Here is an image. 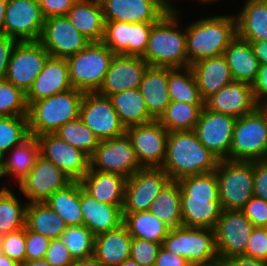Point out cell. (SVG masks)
I'll list each match as a JSON object with an SVG mask.
<instances>
[{"instance_id": "cell-1", "label": "cell", "mask_w": 267, "mask_h": 266, "mask_svg": "<svg viewBox=\"0 0 267 266\" xmlns=\"http://www.w3.org/2000/svg\"><path fill=\"white\" fill-rule=\"evenodd\" d=\"M219 159L198 139L194 130L169 132L161 168L171 180L214 172Z\"/></svg>"}, {"instance_id": "cell-2", "label": "cell", "mask_w": 267, "mask_h": 266, "mask_svg": "<svg viewBox=\"0 0 267 266\" xmlns=\"http://www.w3.org/2000/svg\"><path fill=\"white\" fill-rule=\"evenodd\" d=\"M180 16V10L168 11L152 26L145 54L142 56L149 66L188 67L186 26L183 28L179 24L182 22Z\"/></svg>"}, {"instance_id": "cell-3", "label": "cell", "mask_w": 267, "mask_h": 266, "mask_svg": "<svg viewBox=\"0 0 267 266\" xmlns=\"http://www.w3.org/2000/svg\"><path fill=\"white\" fill-rule=\"evenodd\" d=\"M235 14L199 18L186 26L188 66L200 60L224 54L236 37Z\"/></svg>"}, {"instance_id": "cell-4", "label": "cell", "mask_w": 267, "mask_h": 266, "mask_svg": "<svg viewBox=\"0 0 267 266\" xmlns=\"http://www.w3.org/2000/svg\"><path fill=\"white\" fill-rule=\"evenodd\" d=\"M84 92L72 88L28 106L30 136L54 133L63 124L79 117Z\"/></svg>"}, {"instance_id": "cell-5", "label": "cell", "mask_w": 267, "mask_h": 266, "mask_svg": "<svg viewBox=\"0 0 267 266\" xmlns=\"http://www.w3.org/2000/svg\"><path fill=\"white\" fill-rule=\"evenodd\" d=\"M115 54L103 42H90L78 53L66 58L73 88L97 92Z\"/></svg>"}, {"instance_id": "cell-6", "label": "cell", "mask_w": 267, "mask_h": 266, "mask_svg": "<svg viewBox=\"0 0 267 266\" xmlns=\"http://www.w3.org/2000/svg\"><path fill=\"white\" fill-rule=\"evenodd\" d=\"M229 160H267V117L260 107L236 119Z\"/></svg>"}, {"instance_id": "cell-7", "label": "cell", "mask_w": 267, "mask_h": 266, "mask_svg": "<svg viewBox=\"0 0 267 266\" xmlns=\"http://www.w3.org/2000/svg\"><path fill=\"white\" fill-rule=\"evenodd\" d=\"M215 173L223 210H241L254 196L253 161L219 160Z\"/></svg>"}, {"instance_id": "cell-8", "label": "cell", "mask_w": 267, "mask_h": 266, "mask_svg": "<svg viewBox=\"0 0 267 266\" xmlns=\"http://www.w3.org/2000/svg\"><path fill=\"white\" fill-rule=\"evenodd\" d=\"M161 246L189 263L219 259L214 229L179 226L169 230Z\"/></svg>"}, {"instance_id": "cell-9", "label": "cell", "mask_w": 267, "mask_h": 266, "mask_svg": "<svg viewBox=\"0 0 267 266\" xmlns=\"http://www.w3.org/2000/svg\"><path fill=\"white\" fill-rule=\"evenodd\" d=\"M171 181L161 167H143L126 179L123 217L127 213L149 211L152 202Z\"/></svg>"}, {"instance_id": "cell-10", "label": "cell", "mask_w": 267, "mask_h": 266, "mask_svg": "<svg viewBox=\"0 0 267 266\" xmlns=\"http://www.w3.org/2000/svg\"><path fill=\"white\" fill-rule=\"evenodd\" d=\"M89 160L91 170L116 173L125 178L131 177L137 170L143 168L126 133L100 141Z\"/></svg>"}, {"instance_id": "cell-11", "label": "cell", "mask_w": 267, "mask_h": 266, "mask_svg": "<svg viewBox=\"0 0 267 266\" xmlns=\"http://www.w3.org/2000/svg\"><path fill=\"white\" fill-rule=\"evenodd\" d=\"M79 118L92 130L99 141L116 138L126 132L110 98L97 92L84 93Z\"/></svg>"}, {"instance_id": "cell-12", "label": "cell", "mask_w": 267, "mask_h": 266, "mask_svg": "<svg viewBox=\"0 0 267 266\" xmlns=\"http://www.w3.org/2000/svg\"><path fill=\"white\" fill-rule=\"evenodd\" d=\"M49 57L50 54L39 41L17 42L10 56L5 79L27 93Z\"/></svg>"}, {"instance_id": "cell-13", "label": "cell", "mask_w": 267, "mask_h": 266, "mask_svg": "<svg viewBox=\"0 0 267 266\" xmlns=\"http://www.w3.org/2000/svg\"><path fill=\"white\" fill-rule=\"evenodd\" d=\"M73 180L50 160L39 155L34 167L18 183L19 191L27 203H43L57 190Z\"/></svg>"}, {"instance_id": "cell-14", "label": "cell", "mask_w": 267, "mask_h": 266, "mask_svg": "<svg viewBox=\"0 0 267 266\" xmlns=\"http://www.w3.org/2000/svg\"><path fill=\"white\" fill-rule=\"evenodd\" d=\"M254 227L241 210H223L214 228L218 257L243 255Z\"/></svg>"}, {"instance_id": "cell-15", "label": "cell", "mask_w": 267, "mask_h": 266, "mask_svg": "<svg viewBox=\"0 0 267 266\" xmlns=\"http://www.w3.org/2000/svg\"><path fill=\"white\" fill-rule=\"evenodd\" d=\"M39 42L54 58H67L84 49L90 41L68 20L66 15L46 18Z\"/></svg>"}, {"instance_id": "cell-16", "label": "cell", "mask_w": 267, "mask_h": 266, "mask_svg": "<svg viewBox=\"0 0 267 266\" xmlns=\"http://www.w3.org/2000/svg\"><path fill=\"white\" fill-rule=\"evenodd\" d=\"M36 138L40 155L50 160L73 181H80L89 171V156L55 133L41 134Z\"/></svg>"}, {"instance_id": "cell-17", "label": "cell", "mask_w": 267, "mask_h": 266, "mask_svg": "<svg viewBox=\"0 0 267 266\" xmlns=\"http://www.w3.org/2000/svg\"><path fill=\"white\" fill-rule=\"evenodd\" d=\"M155 23L106 21L102 42L115 55L142 57Z\"/></svg>"}, {"instance_id": "cell-18", "label": "cell", "mask_w": 267, "mask_h": 266, "mask_svg": "<svg viewBox=\"0 0 267 266\" xmlns=\"http://www.w3.org/2000/svg\"><path fill=\"white\" fill-rule=\"evenodd\" d=\"M125 133L142 167L162 166L169 131L158 120L129 126Z\"/></svg>"}, {"instance_id": "cell-19", "label": "cell", "mask_w": 267, "mask_h": 266, "mask_svg": "<svg viewBox=\"0 0 267 266\" xmlns=\"http://www.w3.org/2000/svg\"><path fill=\"white\" fill-rule=\"evenodd\" d=\"M236 118L203 107L194 129L199 141L219 160H229Z\"/></svg>"}, {"instance_id": "cell-20", "label": "cell", "mask_w": 267, "mask_h": 266, "mask_svg": "<svg viewBox=\"0 0 267 266\" xmlns=\"http://www.w3.org/2000/svg\"><path fill=\"white\" fill-rule=\"evenodd\" d=\"M44 21L38 0H8L4 20L7 36L18 42L39 41Z\"/></svg>"}, {"instance_id": "cell-21", "label": "cell", "mask_w": 267, "mask_h": 266, "mask_svg": "<svg viewBox=\"0 0 267 266\" xmlns=\"http://www.w3.org/2000/svg\"><path fill=\"white\" fill-rule=\"evenodd\" d=\"M148 67L142 57L115 55L97 93L109 97L127 89L139 88Z\"/></svg>"}, {"instance_id": "cell-22", "label": "cell", "mask_w": 267, "mask_h": 266, "mask_svg": "<svg viewBox=\"0 0 267 266\" xmlns=\"http://www.w3.org/2000/svg\"><path fill=\"white\" fill-rule=\"evenodd\" d=\"M204 107L214 112L240 118L255 111L257 105L252 85L233 81L204 101Z\"/></svg>"}, {"instance_id": "cell-23", "label": "cell", "mask_w": 267, "mask_h": 266, "mask_svg": "<svg viewBox=\"0 0 267 266\" xmlns=\"http://www.w3.org/2000/svg\"><path fill=\"white\" fill-rule=\"evenodd\" d=\"M105 21L157 22L167 12L159 0H102Z\"/></svg>"}, {"instance_id": "cell-24", "label": "cell", "mask_w": 267, "mask_h": 266, "mask_svg": "<svg viewBox=\"0 0 267 266\" xmlns=\"http://www.w3.org/2000/svg\"><path fill=\"white\" fill-rule=\"evenodd\" d=\"M72 88L66 58L49 57L26 93L27 104L29 106L32 102Z\"/></svg>"}, {"instance_id": "cell-25", "label": "cell", "mask_w": 267, "mask_h": 266, "mask_svg": "<svg viewBox=\"0 0 267 266\" xmlns=\"http://www.w3.org/2000/svg\"><path fill=\"white\" fill-rule=\"evenodd\" d=\"M80 205L83 225L94 236L117 229L123 224V206L97 201L83 189L81 183Z\"/></svg>"}, {"instance_id": "cell-26", "label": "cell", "mask_w": 267, "mask_h": 266, "mask_svg": "<svg viewBox=\"0 0 267 266\" xmlns=\"http://www.w3.org/2000/svg\"><path fill=\"white\" fill-rule=\"evenodd\" d=\"M190 68L203 101L234 81L223 54L200 60Z\"/></svg>"}, {"instance_id": "cell-27", "label": "cell", "mask_w": 267, "mask_h": 266, "mask_svg": "<svg viewBox=\"0 0 267 266\" xmlns=\"http://www.w3.org/2000/svg\"><path fill=\"white\" fill-rule=\"evenodd\" d=\"M126 179L120 174L89 168L80 183L83 189L97 201L123 206Z\"/></svg>"}, {"instance_id": "cell-28", "label": "cell", "mask_w": 267, "mask_h": 266, "mask_svg": "<svg viewBox=\"0 0 267 266\" xmlns=\"http://www.w3.org/2000/svg\"><path fill=\"white\" fill-rule=\"evenodd\" d=\"M66 17L90 42H102L106 21L100 1L77 0Z\"/></svg>"}, {"instance_id": "cell-29", "label": "cell", "mask_w": 267, "mask_h": 266, "mask_svg": "<svg viewBox=\"0 0 267 266\" xmlns=\"http://www.w3.org/2000/svg\"><path fill=\"white\" fill-rule=\"evenodd\" d=\"M138 89L149 114L158 120L171 102L168 93V67L149 66Z\"/></svg>"}, {"instance_id": "cell-30", "label": "cell", "mask_w": 267, "mask_h": 266, "mask_svg": "<svg viewBox=\"0 0 267 266\" xmlns=\"http://www.w3.org/2000/svg\"><path fill=\"white\" fill-rule=\"evenodd\" d=\"M226 58L234 81L252 85L256 80L259 60L253 52L250 42L236 37L229 43L223 54Z\"/></svg>"}, {"instance_id": "cell-31", "label": "cell", "mask_w": 267, "mask_h": 266, "mask_svg": "<svg viewBox=\"0 0 267 266\" xmlns=\"http://www.w3.org/2000/svg\"><path fill=\"white\" fill-rule=\"evenodd\" d=\"M222 211L220 198L181 195L182 226L214 229Z\"/></svg>"}, {"instance_id": "cell-32", "label": "cell", "mask_w": 267, "mask_h": 266, "mask_svg": "<svg viewBox=\"0 0 267 266\" xmlns=\"http://www.w3.org/2000/svg\"><path fill=\"white\" fill-rule=\"evenodd\" d=\"M132 239L127 227L122 224L117 229L94 237V255L105 266H117L130 258Z\"/></svg>"}, {"instance_id": "cell-33", "label": "cell", "mask_w": 267, "mask_h": 266, "mask_svg": "<svg viewBox=\"0 0 267 266\" xmlns=\"http://www.w3.org/2000/svg\"><path fill=\"white\" fill-rule=\"evenodd\" d=\"M237 36L246 41H267V0H246L235 14Z\"/></svg>"}, {"instance_id": "cell-34", "label": "cell", "mask_w": 267, "mask_h": 266, "mask_svg": "<svg viewBox=\"0 0 267 266\" xmlns=\"http://www.w3.org/2000/svg\"><path fill=\"white\" fill-rule=\"evenodd\" d=\"M39 155L40 148L38 140L36 137L30 136L22 144L12 148L0 159L3 179L7 176L13 177L17 185L34 167Z\"/></svg>"}, {"instance_id": "cell-35", "label": "cell", "mask_w": 267, "mask_h": 266, "mask_svg": "<svg viewBox=\"0 0 267 266\" xmlns=\"http://www.w3.org/2000/svg\"><path fill=\"white\" fill-rule=\"evenodd\" d=\"M109 98L125 128L155 120L149 114L145 100L138 88L121 91L110 95Z\"/></svg>"}, {"instance_id": "cell-36", "label": "cell", "mask_w": 267, "mask_h": 266, "mask_svg": "<svg viewBox=\"0 0 267 266\" xmlns=\"http://www.w3.org/2000/svg\"><path fill=\"white\" fill-rule=\"evenodd\" d=\"M45 203L64 220L67 226L83 225L80 181H72L65 188L57 190Z\"/></svg>"}, {"instance_id": "cell-37", "label": "cell", "mask_w": 267, "mask_h": 266, "mask_svg": "<svg viewBox=\"0 0 267 266\" xmlns=\"http://www.w3.org/2000/svg\"><path fill=\"white\" fill-rule=\"evenodd\" d=\"M25 226L50 239L58 238L68 227L45 202L27 204Z\"/></svg>"}, {"instance_id": "cell-38", "label": "cell", "mask_w": 267, "mask_h": 266, "mask_svg": "<svg viewBox=\"0 0 267 266\" xmlns=\"http://www.w3.org/2000/svg\"><path fill=\"white\" fill-rule=\"evenodd\" d=\"M149 211L170 229L181 226L182 213L179 183L171 180L152 202Z\"/></svg>"}, {"instance_id": "cell-39", "label": "cell", "mask_w": 267, "mask_h": 266, "mask_svg": "<svg viewBox=\"0 0 267 266\" xmlns=\"http://www.w3.org/2000/svg\"><path fill=\"white\" fill-rule=\"evenodd\" d=\"M123 224L132 238L148 240L162 244L170 228L150 211L127 213Z\"/></svg>"}, {"instance_id": "cell-40", "label": "cell", "mask_w": 267, "mask_h": 266, "mask_svg": "<svg viewBox=\"0 0 267 266\" xmlns=\"http://www.w3.org/2000/svg\"><path fill=\"white\" fill-rule=\"evenodd\" d=\"M168 93L170 101L173 102L204 104L190 66L168 67Z\"/></svg>"}, {"instance_id": "cell-41", "label": "cell", "mask_w": 267, "mask_h": 266, "mask_svg": "<svg viewBox=\"0 0 267 266\" xmlns=\"http://www.w3.org/2000/svg\"><path fill=\"white\" fill-rule=\"evenodd\" d=\"M204 104L173 102L167 106L158 121L169 131H192L199 120Z\"/></svg>"}, {"instance_id": "cell-42", "label": "cell", "mask_w": 267, "mask_h": 266, "mask_svg": "<svg viewBox=\"0 0 267 266\" xmlns=\"http://www.w3.org/2000/svg\"><path fill=\"white\" fill-rule=\"evenodd\" d=\"M6 188L0 193V236L25 227L27 202L22 204L18 194Z\"/></svg>"}, {"instance_id": "cell-43", "label": "cell", "mask_w": 267, "mask_h": 266, "mask_svg": "<svg viewBox=\"0 0 267 266\" xmlns=\"http://www.w3.org/2000/svg\"><path fill=\"white\" fill-rule=\"evenodd\" d=\"M29 137L27 115L0 116V159Z\"/></svg>"}, {"instance_id": "cell-44", "label": "cell", "mask_w": 267, "mask_h": 266, "mask_svg": "<svg viewBox=\"0 0 267 266\" xmlns=\"http://www.w3.org/2000/svg\"><path fill=\"white\" fill-rule=\"evenodd\" d=\"M54 133L67 143L82 150L89 157L94 153L100 142L79 117L63 124Z\"/></svg>"}, {"instance_id": "cell-45", "label": "cell", "mask_w": 267, "mask_h": 266, "mask_svg": "<svg viewBox=\"0 0 267 266\" xmlns=\"http://www.w3.org/2000/svg\"><path fill=\"white\" fill-rule=\"evenodd\" d=\"M94 235L85 226H68L58 237L74 260L94 255Z\"/></svg>"}, {"instance_id": "cell-46", "label": "cell", "mask_w": 267, "mask_h": 266, "mask_svg": "<svg viewBox=\"0 0 267 266\" xmlns=\"http://www.w3.org/2000/svg\"><path fill=\"white\" fill-rule=\"evenodd\" d=\"M181 195L200 198H219L217 175L214 172L187 176L177 181Z\"/></svg>"}, {"instance_id": "cell-47", "label": "cell", "mask_w": 267, "mask_h": 266, "mask_svg": "<svg viewBox=\"0 0 267 266\" xmlns=\"http://www.w3.org/2000/svg\"><path fill=\"white\" fill-rule=\"evenodd\" d=\"M28 115L26 93L6 79L0 80V116Z\"/></svg>"}, {"instance_id": "cell-48", "label": "cell", "mask_w": 267, "mask_h": 266, "mask_svg": "<svg viewBox=\"0 0 267 266\" xmlns=\"http://www.w3.org/2000/svg\"><path fill=\"white\" fill-rule=\"evenodd\" d=\"M25 227L0 236V253L7 255L17 263L26 260Z\"/></svg>"}, {"instance_id": "cell-49", "label": "cell", "mask_w": 267, "mask_h": 266, "mask_svg": "<svg viewBox=\"0 0 267 266\" xmlns=\"http://www.w3.org/2000/svg\"><path fill=\"white\" fill-rule=\"evenodd\" d=\"M161 244L133 238L130 246V258L140 266H154Z\"/></svg>"}, {"instance_id": "cell-50", "label": "cell", "mask_w": 267, "mask_h": 266, "mask_svg": "<svg viewBox=\"0 0 267 266\" xmlns=\"http://www.w3.org/2000/svg\"><path fill=\"white\" fill-rule=\"evenodd\" d=\"M50 240V238L33 232L25 226L26 260L44 259Z\"/></svg>"}, {"instance_id": "cell-51", "label": "cell", "mask_w": 267, "mask_h": 266, "mask_svg": "<svg viewBox=\"0 0 267 266\" xmlns=\"http://www.w3.org/2000/svg\"><path fill=\"white\" fill-rule=\"evenodd\" d=\"M243 255L267 262V228L254 227Z\"/></svg>"}, {"instance_id": "cell-52", "label": "cell", "mask_w": 267, "mask_h": 266, "mask_svg": "<svg viewBox=\"0 0 267 266\" xmlns=\"http://www.w3.org/2000/svg\"><path fill=\"white\" fill-rule=\"evenodd\" d=\"M241 211L255 227L267 228V201L253 196Z\"/></svg>"}, {"instance_id": "cell-53", "label": "cell", "mask_w": 267, "mask_h": 266, "mask_svg": "<svg viewBox=\"0 0 267 266\" xmlns=\"http://www.w3.org/2000/svg\"><path fill=\"white\" fill-rule=\"evenodd\" d=\"M44 259L53 266H73L75 263L67 247L58 238L50 240Z\"/></svg>"}, {"instance_id": "cell-54", "label": "cell", "mask_w": 267, "mask_h": 266, "mask_svg": "<svg viewBox=\"0 0 267 266\" xmlns=\"http://www.w3.org/2000/svg\"><path fill=\"white\" fill-rule=\"evenodd\" d=\"M254 196L267 201V160L253 161Z\"/></svg>"}, {"instance_id": "cell-55", "label": "cell", "mask_w": 267, "mask_h": 266, "mask_svg": "<svg viewBox=\"0 0 267 266\" xmlns=\"http://www.w3.org/2000/svg\"><path fill=\"white\" fill-rule=\"evenodd\" d=\"M77 0H38L43 17L66 15Z\"/></svg>"}, {"instance_id": "cell-56", "label": "cell", "mask_w": 267, "mask_h": 266, "mask_svg": "<svg viewBox=\"0 0 267 266\" xmlns=\"http://www.w3.org/2000/svg\"><path fill=\"white\" fill-rule=\"evenodd\" d=\"M255 101L260 107L267 103V65H260L256 80L252 84Z\"/></svg>"}, {"instance_id": "cell-57", "label": "cell", "mask_w": 267, "mask_h": 266, "mask_svg": "<svg viewBox=\"0 0 267 266\" xmlns=\"http://www.w3.org/2000/svg\"><path fill=\"white\" fill-rule=\"evenodd\" d=\"M17 42V40L7 35L0 37V80L6 78L10 56Z\"/></svg>"}, {"instance_id": "cell-58", "label": "cell", "mask_w": 267, "mask_h": 266, "mask_svg": "<svg viewBox=\"0 0 267 266\" xmlns=\"http://www.w3.org/2000/svg\"><path fill=\"white\" fill-rule=\"evenodd\" d=\"M189 262L184 257L164 249L162 246L158 252L154 266H188Z\"/></svg>"}, {"instance_id": "cell-59", "label": "cell", "mask_w": 267, "mask_h": 266, "mask_svg": "<svg viewBox=\"0 0 267 266\" xmlns=\"http://www.w3.org/2000/svg\"><path fill=\"white\" fill-rule=\"evenodd\" d=\"M223 266H267V262L245 255H234L224 259Z\"/></svg>"}, {"instance_id": "cell-60", "label": "cell", "mask_w": 267, "mask_h": 266, "mask_svg": "<svg viewBox=\"0 0 267 266\" xmlns=\"http://www.w3.org/2000/svg\"><path fill=\"white\" fill-rule=\"evenodd\" d=\"M250 42L254 55L259 60L260 65H267V41H248Z\"/></svg>"}, {"instance_id": "cell-61", "label": "cell", "mask_w": 267, "mask_h": 266, "mask_svg": "<svg viewBox=\"0 0 267 266\" xmlns=\"http://www.w3.org/2000/svg\"><path fill=\"white\" fill-rule=\"evenodd\" d=\"M73 266H105L95 255L75 260Z\"/></svg>"}, {"instance_id": "cell-62", "label": "cell", "mask_w": 267, "mask_h": 266, "mask_svg": "<svg viewBox=\"0 0 267 266\" xmlns=\"http://www.w3.org/2000/svg\"><path fill=\"white\" fill-rule=\"evenodd\" d=\"M8 0H0V37L5 36V13L7 7Z\"/></svg>"}, {"instance_id": "cell-63", "label": "cell", "mask_w": 267, "mask_h": 266, "mask_svg": "<svg viewBox=\"0 0 267 266\" xmlns=\"http://www.w3.org/2000/svg\"><path fill=\"white\" fill-rule=\"evenodd\" d=\"M19 266H53L45 259L42 260H25L24 262L20 263Z\"/></svg>"}, {"instance_id": "cell-64", "label": "cell", "mask_w": 267, "mask_h": 266, "mask_svg": "<svg viewBox=\"0 0 267 266\" xmlns=\"http://www.w3.org/2000/svg\"><path fill=\"white\" fill-rule=\"evenodd\" d=\"M0 266H19V263L9 258L7 255L0 253Z\"/></svg>"}, {"instance_id": "cell-65", "label": "cell", "mask_w": 267, "mask_h": 266, "mask_svg": "<svg viewBox=\"0 0 267 266\" xmlns=\"http://www.w3.org/2000/svg\"><path fill=\"white\" fill-rule=\"evenodd\" d=\"M188 266H223V261L219 258L206 263H189Z\"/></svg>"}, {"instance_id": "cell-66", "label": "cell", "mask_w": 267, "mask_h": 266, "mask_svg": "<svg viewBox=\"0 0 267 266\" xmlns=\"http://www.w3.org/2000/svg\"><path fill=\"white\" fill-rule=\"evenodd\" d=\"M159 1L167 8L168 11H177V10H179L178 7L176 9V6H174L172 4V1L176 2L177 0H159Z\"/></svg>"}, {"instance_id": "cell-67", "label": "cell", "mask_w": 267, "mask_h": 266, "mask_svg": "<svg viewBox=\"0 0 267 266\" xmlns=\"http://www.w3.org/2000/svg\"><path fill=\"white\" fill-rule=\"evenodd\" d=\"M117 266H140V265L136 261H134L133 259L129 258V259L122 261Z\"/></svg>"}, {"instance_id": "cell-68", "label": "cell", "mask_w": 267, "mask_h": 266, "mask_svg": "<svg viewBox=\"0 0 267 266\" xmlns=\"http://www.w3.org/2000/svg\"><path fill=\"white\" fill-rule=\"evenodd\" d=\"M2 179H3V176H2V172H1V163H0V180L2 181ZM6 188H7V185H4L2 183V186L0 188V193L3 192Z\"/></svg>"}, {"instance_id": "cell-69", "label": "cell", "mask_w": 267, "mask_h": 266, "mask_svg": "<svg viewBox=\"0 0 267 266\" xmlns=\"http://www.w3.org/2000/svg\"><path fill=\"white\" fill-rule=\"evenodd\" d=\"M197 1H199V3H204V4L207 3V5H209L210 3H213V2L215 4V2H217L218 0H197Z\"/></svg>"}, {"instance_id": "cell-70", "label": "cell", "mask_w": 267, "mask_h": 266, "mask_svg": "<svg viewBox=\"0 0 267 266\" xmlns=\"http://www.w3.org/2000/svg\"><path fill=\"white\" fill-rule=\"evenodd\" d=\"M260 108L265 112L266 117H267V103L264 105H261Z\"/></svg>"}]
</instances>
